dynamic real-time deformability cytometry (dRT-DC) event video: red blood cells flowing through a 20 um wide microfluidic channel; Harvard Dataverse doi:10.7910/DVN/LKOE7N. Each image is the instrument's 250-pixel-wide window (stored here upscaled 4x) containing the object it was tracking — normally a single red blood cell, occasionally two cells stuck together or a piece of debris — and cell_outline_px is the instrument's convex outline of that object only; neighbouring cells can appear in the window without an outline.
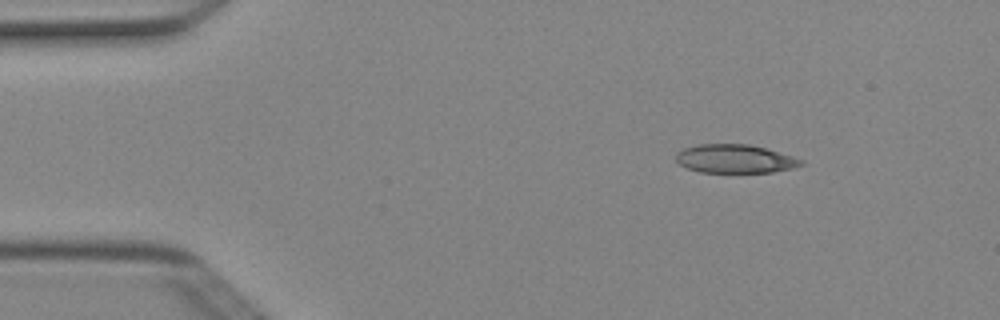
{"species": "Egyptian fruit bat (a non-hibernating species)", "species_latin": "Rousettus aegyptiacus", "temperature_condition": "cold", "stored_images_in_passage": 2, "camera_frame_rate_fps": 3000, "um_per_image_px": 0.085, "animal": {"sex": "female"}, "frame": {"image": 1, "passage_image": 1, "time_ms": 0.0, "image_size_px": [1000, 320], "cell_outline_px": [[804, 164], [792, 168], [772, 172], [700, 172], [688, 168], [680, 164], [676, 160], [676, 152], [684, 148], [700, 144], [748, 144], [764, 148], [792, 156], [804, 160]], "centroid_in_image_um": [62.47, 13.5], "position_along_channel_um": 22.5, "area_um2": 20.63}}